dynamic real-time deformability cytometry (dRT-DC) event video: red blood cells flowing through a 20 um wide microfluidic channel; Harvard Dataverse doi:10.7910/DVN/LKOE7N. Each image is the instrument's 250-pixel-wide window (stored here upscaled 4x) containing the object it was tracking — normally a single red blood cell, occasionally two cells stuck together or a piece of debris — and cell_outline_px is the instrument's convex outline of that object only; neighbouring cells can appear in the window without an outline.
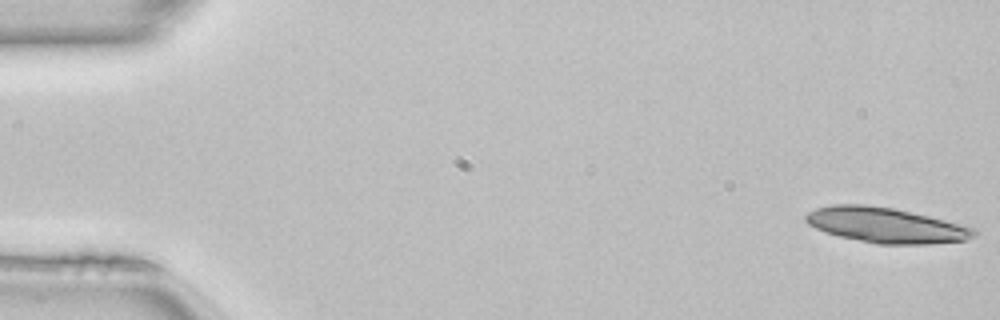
{"species": "common noctule bat (a hibernating species)", "species_latin": "Nyctalus noctula", "temperature_condition": "room temperature", "stored_images_in_passage": 49, "camera_frame_rate_fps": 3000, "um_per_image_px": 0.085, "animal": {"sex": "female", "body_mass_g": 22.7, "forearm_length_mm": 54.2}, "frame": {"image": 1, "passage_image": 1, "time_ms": 0.0, "image_size_px": [1000, 320], "cell_outline_px": [[976, 236], [968, 240], [928, 244], [876, 244], [840, 236], [816, 228], [808, 224], [804, 220], [804, 216], [808, 212], [816, 208], [832, 204], [864, 204], [892, 208], [928, 216], [976, 228]], "centroid_in_image_um": [75.3, 19.14], "position_along_channel_um": 9.7, "area_um2": 34.39}}